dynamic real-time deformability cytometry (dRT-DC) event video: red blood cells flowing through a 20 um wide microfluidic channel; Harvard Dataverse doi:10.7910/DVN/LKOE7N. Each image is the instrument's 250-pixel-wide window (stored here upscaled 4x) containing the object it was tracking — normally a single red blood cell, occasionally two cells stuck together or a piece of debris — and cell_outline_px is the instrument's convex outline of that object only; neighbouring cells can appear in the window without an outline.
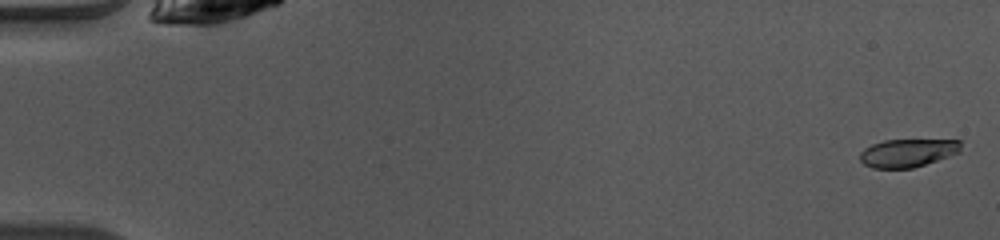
{"species": "common noctule bat (a hibernating species)", "species_latin": "Nyctalus noctula", "temperature_condition": "warm", "stored_images_in_passage": 43, "camera_frame_rate_fps": 3000, "um_per_image_px": 0.085, "animal": {"sex": "female", "body_mass_g": 10.0, "forearm_length_mm": 53.1}, "frame": {"image": 1, "passage_image": 1, "time_ms": 0.0, "image_size_px": [1000, 240], "cell_outline_px": [[960, 152], [912, 168], [872, 168], [864, 164], [860, 160], [860, 152], [864, 148], [872, 144], [884, 140], [960, 140]], "centroid_in_image_um": [77.11, 12.99], "position_along_channel_um": 7.9, "area_um2": 16.36}}
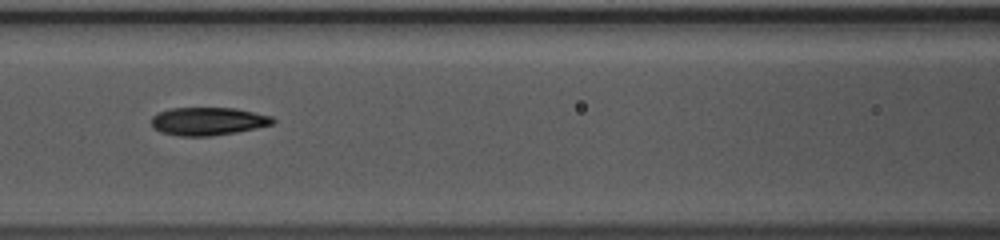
{"frame": {"image": 2, "passage_image": 22, "time_ms": 7.0, "image_size_px": [1000, 240], "cell_outline_px": [[276, 120], [272, 124], [256, 128], [236, 132], [208, 136], [180, 136], [160, 132], [152, 128], [152, 116], [160, 112], [172, 108], [236, 108], [272, 116]], "centroid_in_image_um": [17.68, 10.31], "position_along_channel_um": 148.9, "area_um2": 19.77}}
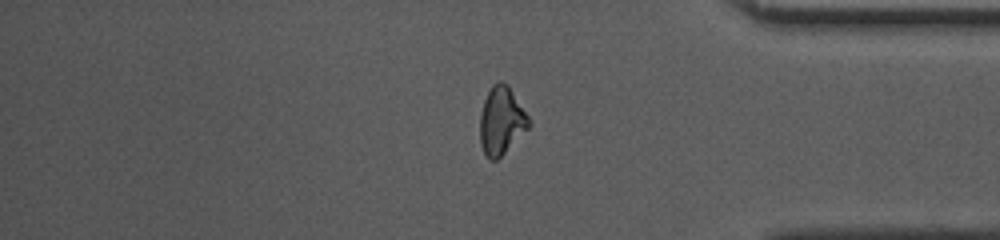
{"frame": {"image": 3, "passage_image": 41, "time_ms": 13.333, "image_size_px": [1000, 240], "cell_outline_px": [[532, 124], [496, 160], [488, 160], [480, 144], [480, 112], [484, 100], [492, 84], [496, 80], [500, 80], [508, 84], [528, 116]], "centroid_in_image_um": [42.6, 10.23], "position_along_channel_um": 392.6, "area_um2": 19.25}}